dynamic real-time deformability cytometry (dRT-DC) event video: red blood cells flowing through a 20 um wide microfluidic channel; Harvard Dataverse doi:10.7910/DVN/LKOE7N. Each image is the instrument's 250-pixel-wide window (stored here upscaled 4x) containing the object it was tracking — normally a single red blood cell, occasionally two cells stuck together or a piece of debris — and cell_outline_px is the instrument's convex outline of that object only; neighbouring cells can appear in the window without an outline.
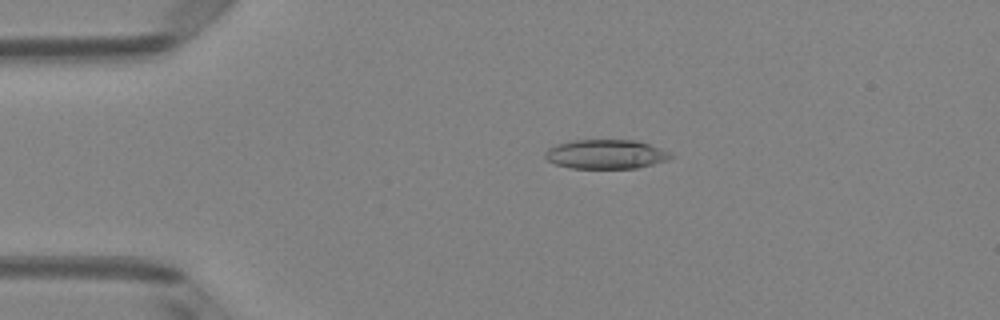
{"species": "Egyptian fruit bat (a non-hibernating species)", "species_latin": "Rousettus aegyptiacus", "temperature_condition": "room temperature", "stored_images_in_passage": 51, "camera_frame_rate_fps": 3000, "um_per_image_px": 0.085, "animal": {"sex": "female"}, "frame": {"image": 1, "passage_image": 11, "time_ms": 3.333, "image_size_px": [1000, 320], "cell_outline_px": [[676, 156], [668, 160], [636, 168], [568, 168], [556, 164], [548, 160], [544, 156], [544, 152], [548, 148], [556, 144], [572, 140], [640, 140], [672, 152]], "centroid_in_image_um": [51.54, 13.1], "position_along_channel_um": 33.5, "area_um2": 21.73}}
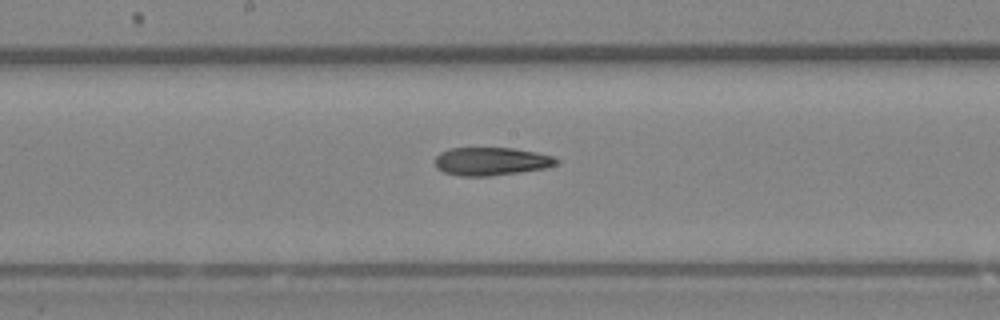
{"frame": {"image": 2, "passage_image": 27, "time_ms": 8.667, "image_size_px": [1000, 320], "cell_outline_px": [[560, 164], [544, 168], [488, 176], [460, 176], [444, 172], [436, 168], [436, 156], [440, 152], [448, 148], [512, 148], [536, 152], [552, 156], [560, 160]], "centroid_in_image_um": [41.75, 13.71], "position_along_channel_um": 206.5, "area_um2": 19.83}}
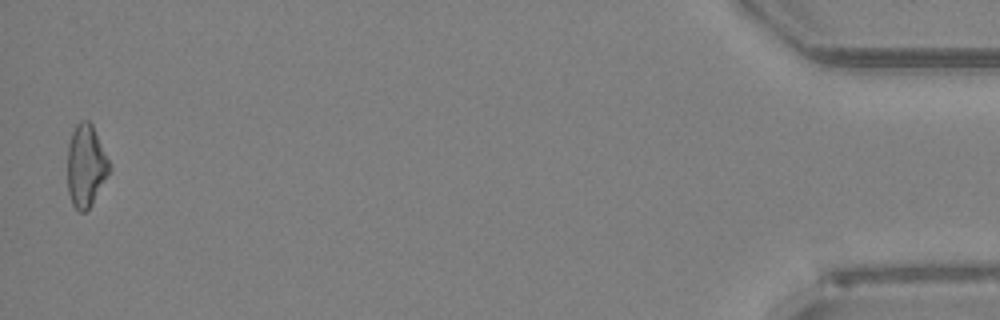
{"frame": {"image": 3, "passage_image": 50, "time_ms": 16.333, "image_size_px": [1000, 320], "cell_outline_px": [[112, 168], [92, 204], [84, 212], [80, 212], [72, 204], [68, 192], [68, 144], [72, 132], [76, 124], [80, 120], [88, 120], [92, 124], [112, 164]], "centroid_in_image_um": [7.32, 14.07], "position_along_channel_um": 427.9, "area_um2": 20.29}, "authors_computed_cell_mechanics": {"area_um2": 20.519, "velocity_mm_per_s": 4.0741, "shape_relaxation_time_tau1_ms": null, "shape_relaxation_time_tau2_ms": 6.3978, "deformation_change_tau1": null, "deformation_change_tau2": 0.1783}}